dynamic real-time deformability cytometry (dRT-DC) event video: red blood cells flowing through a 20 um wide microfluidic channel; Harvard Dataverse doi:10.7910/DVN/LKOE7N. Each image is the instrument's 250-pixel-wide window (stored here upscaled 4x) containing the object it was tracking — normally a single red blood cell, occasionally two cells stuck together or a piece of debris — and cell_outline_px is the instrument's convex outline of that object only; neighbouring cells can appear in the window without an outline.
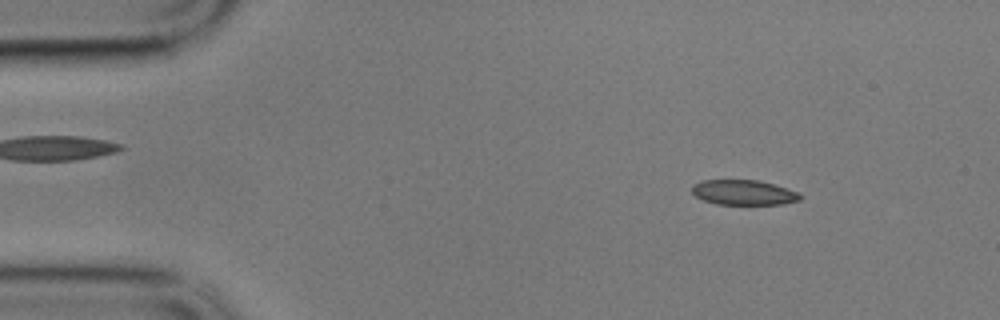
{"species": "common noctule bat (a hibernating species)", "species_latin": "Nyctalus noctula", "temperature_condition": "cold", "stored_images_in_passage": 58, "camera_frame_rate_fps": 3000, "um_per_image_px": 0.085, "animal": {"sex": "male", "body_mass_g": 17.9}, "frame": {"image": 1, "passage_image": 7, "time_ms": 2.0, "image_size_px": [1000, 320], "cell_outline_px": [[804, 196], [800, 200], [784, 204], [716, 204], [704, 200], [696, 196], [692, 192], [692, 184], [700, 180], [760, 180], [788, 188], [800, 192]], "centroid_in_image_um": [63.25, 16.35], "position_along_channel_um": 21.7, "area_um2": 16.01}}
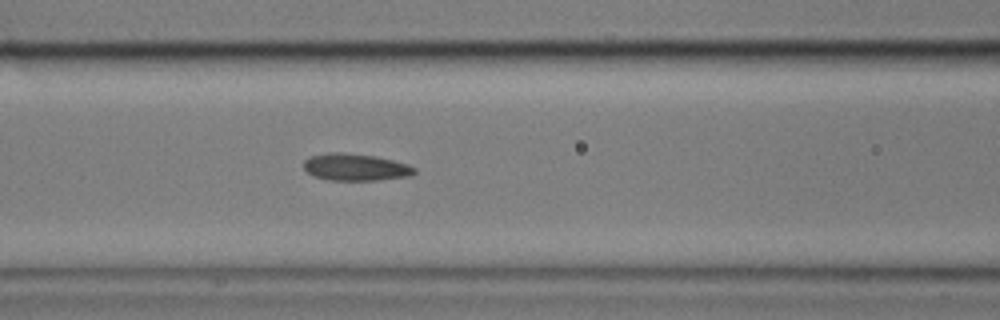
{"frame": {"image": 2, "passage_image": 24, "time_ms": 7.667, "image_size_px": [1000, 320], "cell_outline_px": [[416, 172], [412, 176], [376, 180], [328, 180], [312, 176], [304, 168], [304, 160], [308, 156], [328, 152], [344, 152], [376, 156], [408, 164], [416, 168]], "centroid_in_image_um": [30.2, 14.2], "position_along_channel_um": 136.4, "area_um2": 17.69}}
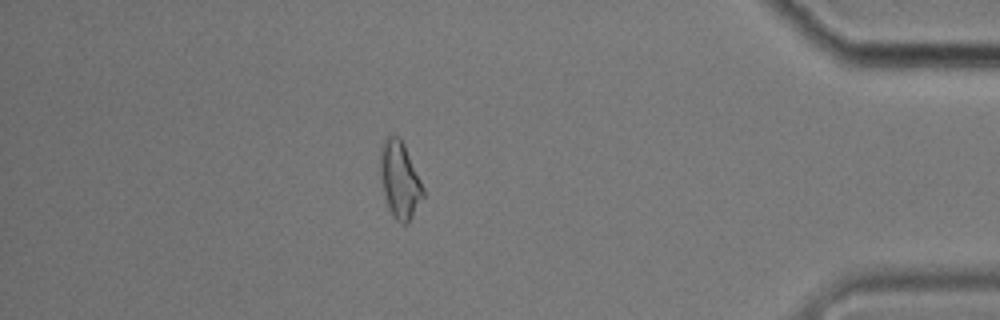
{"frame": {"image": 3, "passage_image": 51, "time_ms": 16.667, "image_size_px": [1000, 320], "cell_outline_px": [[424, 196], [408, 224], [400, 224], [392, 216], [388, 208], [380, 180], [380, 144], [388, 136], [400, 136], [404, 144], [424, 188]], "centroid_in_image_um": [33.96, 15.31], "position_along_channel_um": 401.2, "area_um2": 19.36}, "authors_computed_cell_mechanics": {"area_um2": 17.2822, "velocity_mm_per_s": 3.3874, "shape_relaxation_time_tau1_ms": 5.1576, "shape_relaxation_time_tau2_ms": 3.2814, "deformation_change_tau1": 0.1047, "deformation_change_tau2": 0.1084}}